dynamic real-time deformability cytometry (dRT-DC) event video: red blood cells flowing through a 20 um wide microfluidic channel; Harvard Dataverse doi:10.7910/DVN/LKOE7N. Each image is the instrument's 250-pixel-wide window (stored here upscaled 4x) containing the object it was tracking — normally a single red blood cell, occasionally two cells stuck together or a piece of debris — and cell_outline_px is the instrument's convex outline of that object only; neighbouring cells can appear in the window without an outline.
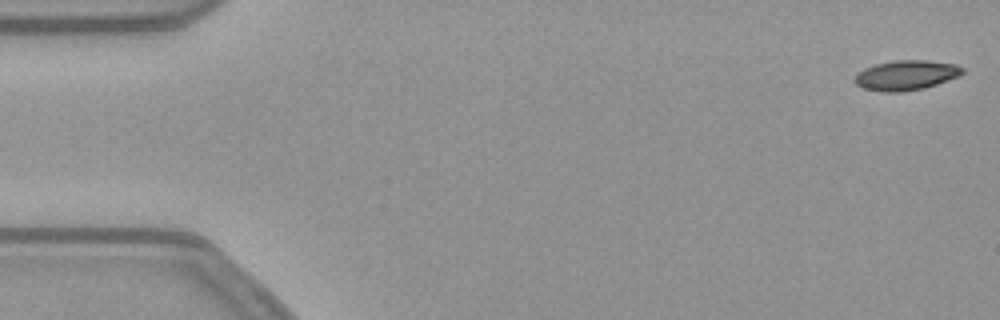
{"species": "common noctule bat (a hibernating species)", "species_latin": "Nyctalus noctula", "temperature_condition": "warm", "stored_images_in_passage": 10, "camera_frame_rate_fps": 3000, "um_per_image_px": 0.085, "animal": {"sex": "female", "body_mass_g": 21.9}, "frame": {"image": 1, "passage_image": 1, "time_ms": 0.0, "image_size_px": [1000, 320], "cell_outline_px": [[964, 72], [960, 76], [924, 88], [900, 92], [884, 92], [864, 88], [856, 84], [852, 80], [864, 68], [876, 64], [896, 60], [928, 60], [956, 64], [964, 68]], "centroid_in_image_um": [77.04, 6.39], "position_along_channel_um": 8.0, "area_um2": 18.73}}